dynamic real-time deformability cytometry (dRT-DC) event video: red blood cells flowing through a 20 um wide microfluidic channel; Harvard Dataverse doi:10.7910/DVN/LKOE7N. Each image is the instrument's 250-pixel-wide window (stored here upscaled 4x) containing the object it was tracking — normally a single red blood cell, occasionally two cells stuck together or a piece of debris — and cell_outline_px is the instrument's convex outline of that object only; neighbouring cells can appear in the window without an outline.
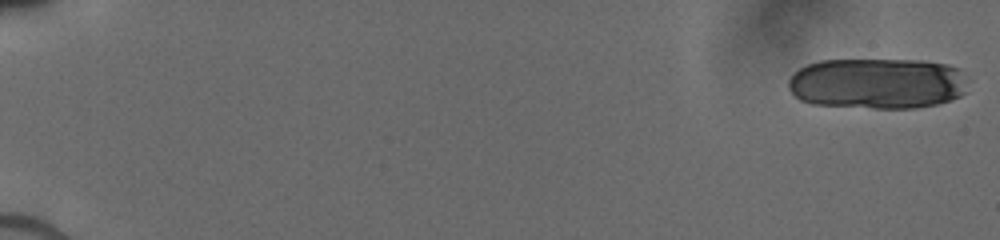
{"species": "human", "species_latin": "Homo sapiens", "temperature_condition": "cold", "stored_images_in_passage": 28, "camera_frame_rate_fps": 3000, "um_per_image_px": 0.085, "donor": {"sex": "male"}, "frame": {"image": 1, "passage_image": 1, "time_ms": 0.0, "image_size_px": [1000, 240], "cell_outline_px": [[972, 80], [964, 92], [960, 96], [936, 104], [916, 108], [872, 108], [812, 104], [800, 100], [788, 88], [788, 80], [792, 72], [808, 64], [820, 60], [924, 60], [948, 64], [960, 68]], "centroid_in_image_um": [74.63, 7.08], "position_along_channel_um": 10.4, "area_um2": 54.22}}